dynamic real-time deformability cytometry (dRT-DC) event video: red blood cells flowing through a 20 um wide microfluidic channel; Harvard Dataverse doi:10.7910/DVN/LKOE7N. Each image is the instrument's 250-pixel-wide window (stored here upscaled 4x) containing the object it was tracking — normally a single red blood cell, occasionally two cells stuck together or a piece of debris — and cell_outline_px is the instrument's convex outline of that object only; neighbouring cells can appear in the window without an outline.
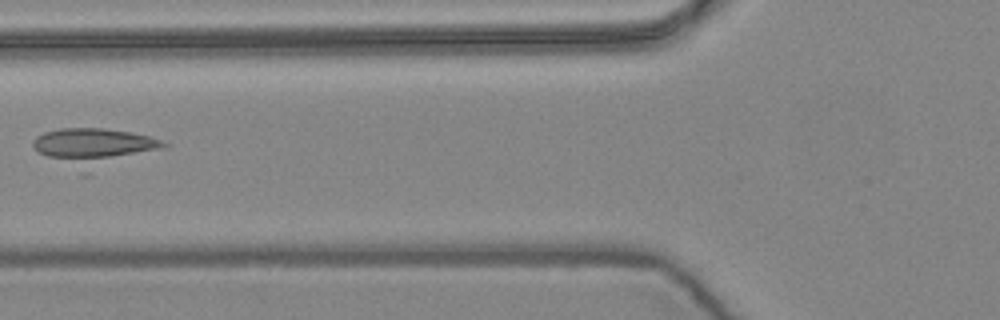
{"species": "common noctule bat (a hibernating species)", "species_latin": "Nyctalus noctula", "temperature_condition": "warm", "stored_images_in_passage": 7, "camera_frame_rate_fps": 3000, "um_per_image_px": 0.085, "animal": {"sex": "female", "body_mass_g": 24.6, "forearm_length_mm": 56.2}, "frame": {"image": 1, "passage_image": 6, "time_ms": 1.667, "image_size_px": [1000, 320], "cell_outline_px": [[172, 144], [168, 148], [88, 160], [84, 160], [48, 156], [40, 152], [32, 144], [32, 140], [36, 136], [44, 132], [60, 128], [104, 128], [132, 132], [148, 136]], "centroid_in_image_um": [8.0, 12.17], "position_along_channel_um": 117.8, "area_um2": 22.89}}
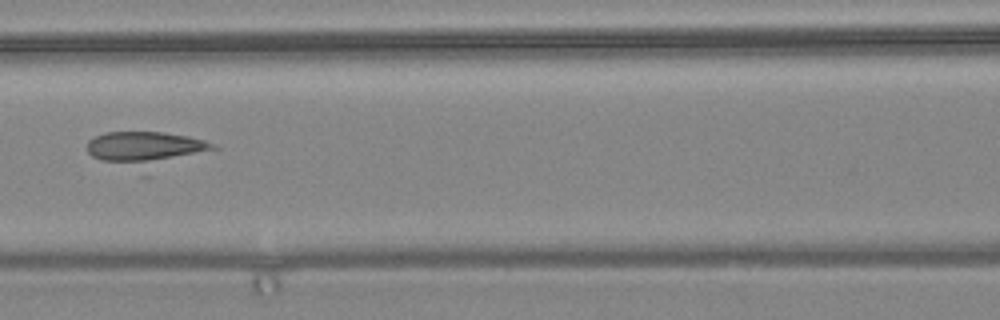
{"frame": {"image": 2, "passage_image": 7, "time_ms": 2.0, "image_size_px": [1000, 320], "cell_outline_px": [[220, 148], [148, 176], [140, 176], [100, 160], [92, 156], [88, 152], [88, 140], [104, 132], [164, 132], [188, 136], [204, 140], [216, 144]], "centroid_in_image_um": [12.49, 12.78], "position_along_channel_um": 154.1, "area_um2": 27.92}}